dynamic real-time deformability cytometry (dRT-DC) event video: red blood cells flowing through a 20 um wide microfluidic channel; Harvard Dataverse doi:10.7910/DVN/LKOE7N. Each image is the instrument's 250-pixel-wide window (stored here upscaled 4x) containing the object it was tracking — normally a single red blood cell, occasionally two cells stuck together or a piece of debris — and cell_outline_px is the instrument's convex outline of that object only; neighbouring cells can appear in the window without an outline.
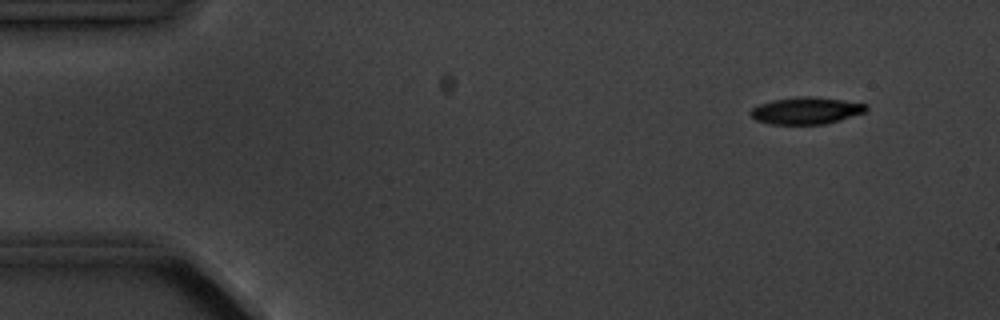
{"species": "common noctule bat (a hibernating species)", "species_latin": "Nyctalus noctula", "temperature_condition": "cold", "stored_images_in_passage": 5, "camera_frame_rate_fps": 3000, "um_per_image_px": 0.085, "animal": {"sex": "male", "body_mass_g": 20.1, "forearm_length_mm": 53.5}, "frame": {"image": 1, "passage_image": 2, "time_ms": 1.0, "image_size_px": [1000, 320], "cell_outline_px": [[868, 108], [864, 112], [840, 120], [824, 124], [772, 124], [756, 120], [748, 112], [752, 108], [760, 104], [772, 100], [796, 96], [812, 96], [844, 100], [868, 104]], "centroid_in_image_um": [68.52, 9.39], "position_along_channel_um": 16.5, "area_um2": 18.21}}